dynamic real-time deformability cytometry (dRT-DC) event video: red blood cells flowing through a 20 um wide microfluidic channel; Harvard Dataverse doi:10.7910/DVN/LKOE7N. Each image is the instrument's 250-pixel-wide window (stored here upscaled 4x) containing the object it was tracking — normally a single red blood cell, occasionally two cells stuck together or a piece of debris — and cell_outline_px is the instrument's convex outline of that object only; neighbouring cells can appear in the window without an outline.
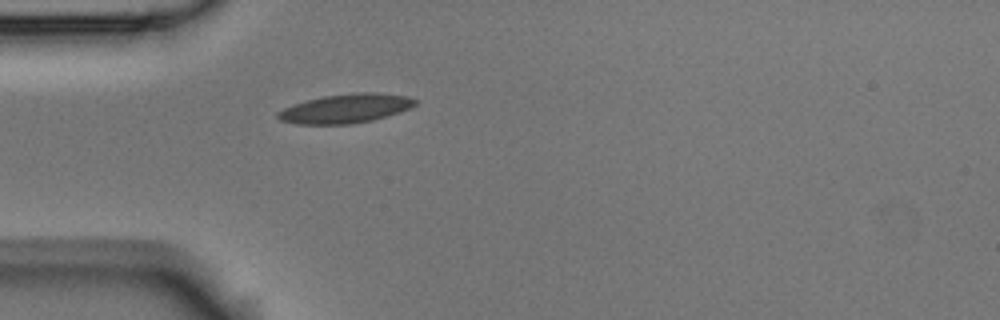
{"species": "Egyptian fruit bat (a non-hibernating species)", "species_latin": "Rousettus aegyptiacus", "temperature_condition": "room temperature", "stored_images_in_passage": 41, "camera_frame_rate_fps": 3000, "um_per_image_px": 0.085, "animal": {"sex": "male"}, "frame": {"image": 1, "passage_image": 1, "time_ms": 0.0, "image_size_px": [1000, 320], "cell_outline_px": [[416, 104], [400, 112], [388, 116], [372, 120], [352, 124], [296, 124], [280, 120], [276, 116], [276, 112], [284, 108], [308, 100], [324, 96], [356, 92], [376, 92], [408, 96], [416, 100]], "centroid_in_image_um": [29.39, 9.22], "position_along_channel_um": 55.6, "area_um2": 23.18}}
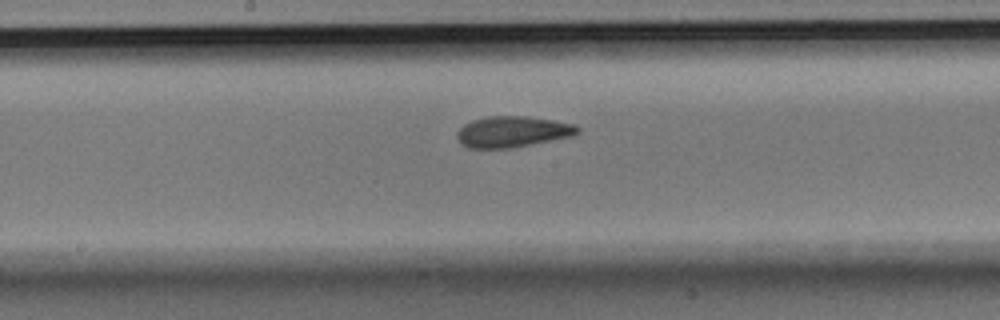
{"frame": {"image": 2, "passage_image": 14, "time_ms": 4.333, "image_size_px": [1000, 320], "cell_outline_px": [[580, 132], [572, 136], [508, 148], [468, 148], [460, 144], [456, 136], [456, 132], [464, 124], [472, 120], [484, 116], [528, 116], [552, 120], [572, 124], [580, 128]], "centroid_in_image_um": [43.51, 11.19], "position_along_channel_um": 204.7, "area_um2": 21.73}}
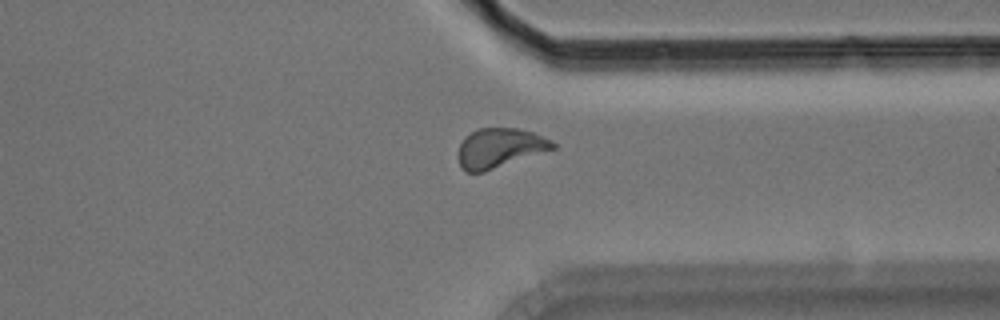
{"frame": {"image": 3, "passage_image": 28, "time_ms": 9.0, "image_size_px": [1000, 320], "cell_outline_px": [[556, 148], [484, 172], [464, 172], [460, 168], [460, 144], [464, 136], [476, 128], [516, 128], [532, 132], [552, 140], [556, 144]], "centroid_in_image_um": [42.47, 12.57], "position_along_channel_um": 368.9, "area_um2": 21.73}, "authors_computed_cell_mechanics": {"area_um2": 21.5016, "velocity_mm_per_s": 3.54, "shape_relaxation_time_tau1_ms": 4.8131, "shape_relaxation_time_tau2_ms": 1.4585, "deformation_change_tau1": 0.1502, "deformation_change_tau2": 0.0835}}